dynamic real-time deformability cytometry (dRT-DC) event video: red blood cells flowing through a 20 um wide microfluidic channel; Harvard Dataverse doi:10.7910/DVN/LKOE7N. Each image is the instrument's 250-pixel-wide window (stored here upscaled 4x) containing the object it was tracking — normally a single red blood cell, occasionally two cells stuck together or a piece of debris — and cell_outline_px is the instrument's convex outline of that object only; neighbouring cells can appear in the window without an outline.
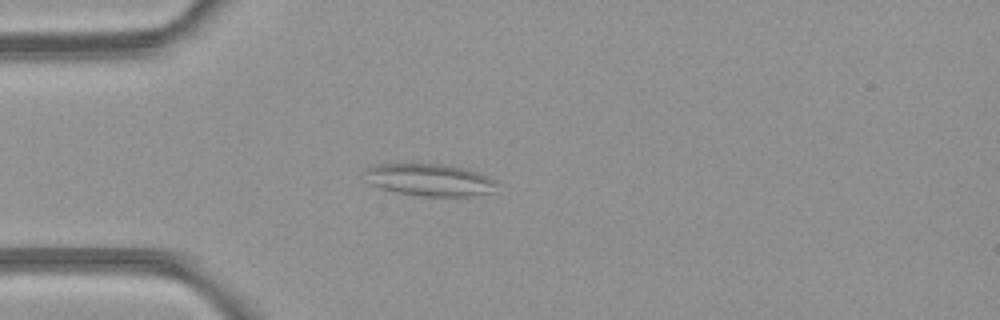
{"species": "common noctule bat (a hibernating species)", "species_latin": "Nyctalus noctula", "temperature_condition": "room temperature", "stored_images_in_passage": 4, "camera_frame_rate_fps": 3000, "um_per_image_px": 0.085, "animal": {"sex": "female", "body_mass_g": 21.9}, "frame": {"image": 1, "passage_image": 3, "time_ms": 3.333, "image_size_px": [1000, 320], "cell_outline_px": [[500, 184], [492, 192], [472, 196], [424, 196], [396, 192], [380, 188], [372, 184], [364, 172], [364, 168], [376, 164], [444, 164], [464, 168], [480, 172], [496, 180]], "centroid_in_image_um": [36.58, 15.28], "position_along_channel_um": 48.4, "area_um2": 24.91}}